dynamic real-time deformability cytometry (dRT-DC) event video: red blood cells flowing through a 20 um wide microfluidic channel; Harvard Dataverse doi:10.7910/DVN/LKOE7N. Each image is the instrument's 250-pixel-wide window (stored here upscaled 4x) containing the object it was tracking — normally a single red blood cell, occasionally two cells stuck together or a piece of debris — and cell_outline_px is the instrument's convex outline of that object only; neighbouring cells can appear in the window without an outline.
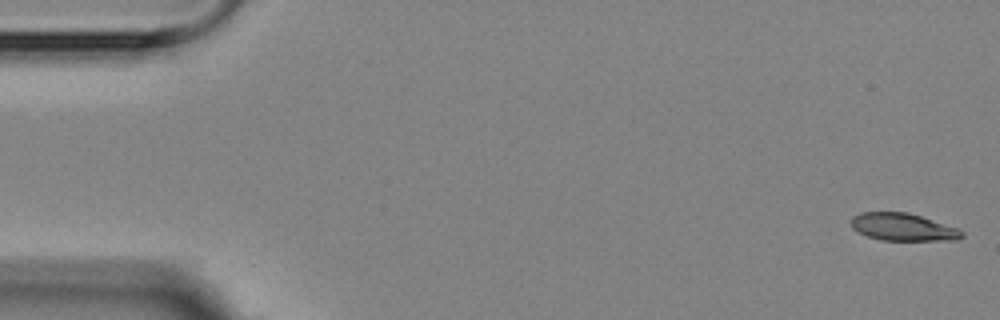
{"species": "Egyptian fruit bat (a non-hibernating species)", "species_latin": "Rousettus aegyptiacus", "temperature_condition": "room temperature", "stored_images_in_passage": 4, "camera_frame_rate_fps": 3000, "um_per_image_px": 0.085, "animal": {"sex": "female"}, "frame": {"image": 1, "passage_image": 1, "time_ms": 0.0, "image_size_px": [1000, 320], "cell_outline_px": [[964, 236], [956, 240], [880, 240], [868, 236], [852, 228], [852, 216], [860, 212], [908, 212], [956, 228], [964, 232]], "centroid_in_image_um": [76.74, 19.3], "position_along_channel_um": 8.3, "area_um2": 17.51}}